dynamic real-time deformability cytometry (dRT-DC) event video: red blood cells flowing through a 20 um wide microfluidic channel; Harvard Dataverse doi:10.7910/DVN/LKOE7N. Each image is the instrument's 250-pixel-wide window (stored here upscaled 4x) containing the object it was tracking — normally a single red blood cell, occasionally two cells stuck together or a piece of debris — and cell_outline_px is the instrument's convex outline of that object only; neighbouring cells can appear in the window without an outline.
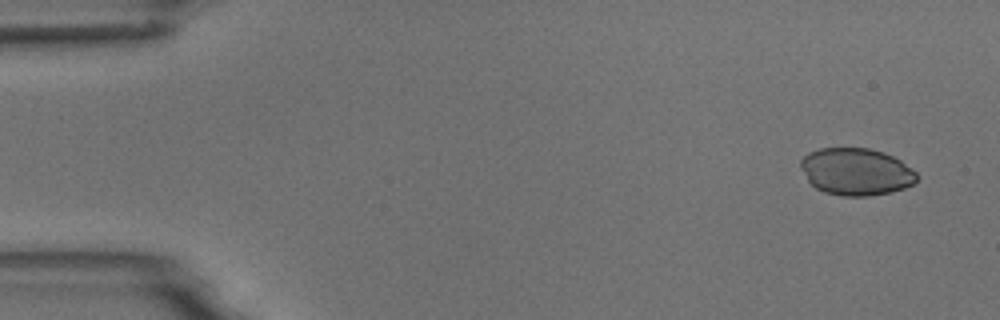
{"species": "common noctule bat (a hibernating species)", "species_latin": "Nyctalus noctula", "temperature_condition": "room temperature", "stored_images_in_passage": 4, "camera_frame_rate_fps": 3000, "um_per_image_px": 0.085, "animal": {"sex": "male", "body_mass_g": 18.8}, "frame": {"image": 1, "passage_image": 1, "time_ms": 0.0, "image_size_px": [1000, 320], "cell_outline_px": [[916, 180], [912, 184], [904, 188], [888, 192], [868, 196], [840, 196], [824, 192], [816, 188], [808, 180], [800, 168], [800, 160], [808, 152], [820, 148], [868, 148], [884, 152], [900, 160], [916, 172]], "centroid_in_image_um": [72.73, 14.59], "position_along_channel_um": 12.3, "area_um2": 31.85}}